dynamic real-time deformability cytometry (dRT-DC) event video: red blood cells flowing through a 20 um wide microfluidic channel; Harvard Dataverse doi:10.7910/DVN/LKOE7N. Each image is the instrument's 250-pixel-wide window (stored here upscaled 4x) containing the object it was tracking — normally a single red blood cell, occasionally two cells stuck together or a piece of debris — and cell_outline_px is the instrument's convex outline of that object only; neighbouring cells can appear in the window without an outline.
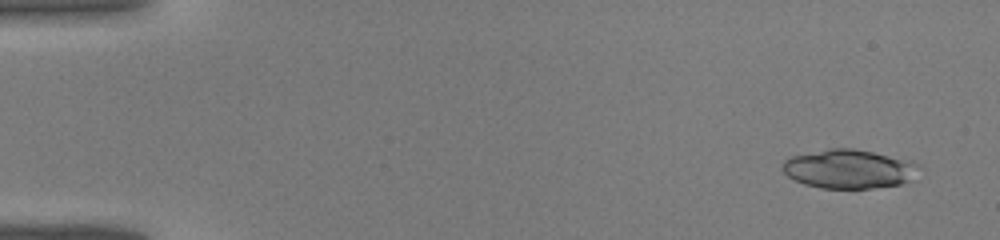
{"species": "common noctule bat (a hibernating species)", "species_latin": "Nyctalus noctula", "temperature_condition": "warm", "stored_images_in_passage": 43, "camera_frame_rate_fps": 3000, "um_per_image_px": 0.085, "animal": {"sex": "male", "body_mass_g": 19.0, "forearm_length_mm": 50.8}, "frame": {"image": 1, "passage_image": 3, "time_ms": 0.667, "image_size_px": [1000, 240], "cell_outline_px": [[916, 164], [908, 180], [900, 184], [872, 188], [820, 188], [804, 184], [788, 176], [780, 168], [784, 160], [792, 156], [828, 148], [852, 148], [872, 152], [888, 156]], "centroid_in_image_um": [71.99, 14.36], "position_along_channel_um": 13.0, "area_um2": 30.06}}